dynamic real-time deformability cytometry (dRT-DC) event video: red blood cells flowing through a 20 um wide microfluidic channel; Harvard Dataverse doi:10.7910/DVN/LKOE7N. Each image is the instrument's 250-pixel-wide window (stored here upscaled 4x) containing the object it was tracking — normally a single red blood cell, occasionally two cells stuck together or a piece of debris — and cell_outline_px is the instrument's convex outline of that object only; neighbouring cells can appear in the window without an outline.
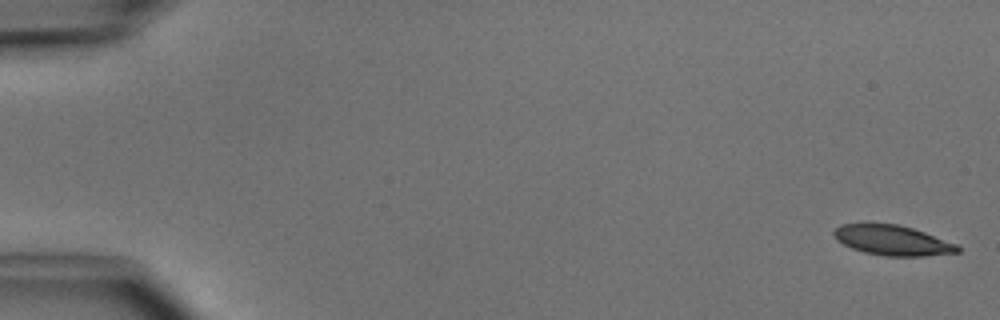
{"species": "common noctule bat (a hibernating species)", "species_latin": "Nyctalus noctula", "temperature_condition": "cold", "stored_images_in_passage": 4, "camera_frame_rate_fps": 3000, "um_per_image_px": 0.085, "animal": {"sex": "male", "body_mass_g": 15.6}, "frame": {"image": 1, "passage_image": 1, "time_ms": 0.0, "image_size_px": [1000, 320], "cell_outline_px": [[960, 252], [924, 256], [888, 256], [864, 252], [852, 248], [836, 240], [832, 232], [840, 224], [896, 224], [912, 228], [924, 232], [956, 244], [960, 248]], "centroid_in_image_um": [75.85, 20.43], "position_along_channel_um": 9.2, "area_um2": 21.39}}
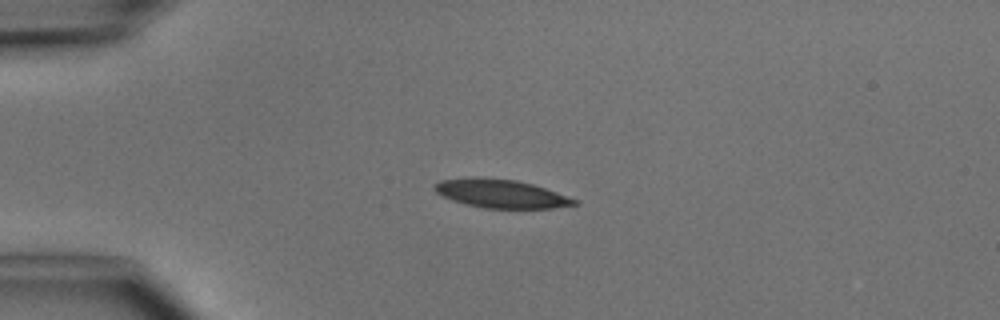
{"frame": {"image": 2, "passage_image": 4, "time_ms": 3.667, "image_size_px": [1000, 320], "cell_outline_px": [[576, 204], [552, 208], [484, 208], [452, 200], [436, 192], [432, 188], [432, 184], [440, 180], [472, 176], [516, 180], [532, 184], [556, 192], [576, 200]], "centroid_in_image_um": [42.49, 16.44], "position_along_channel_um": 42.5, "area_um2": 23.0}}